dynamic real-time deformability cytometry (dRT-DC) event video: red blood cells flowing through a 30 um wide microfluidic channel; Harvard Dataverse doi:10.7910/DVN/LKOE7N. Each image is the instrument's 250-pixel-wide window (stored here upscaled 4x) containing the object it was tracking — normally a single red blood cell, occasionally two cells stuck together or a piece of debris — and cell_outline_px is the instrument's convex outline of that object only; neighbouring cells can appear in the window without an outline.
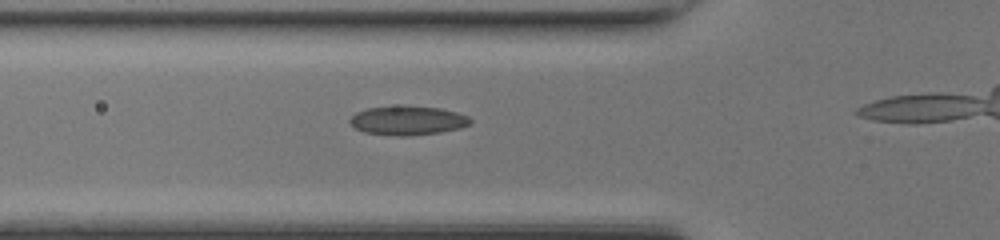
{"species": "common noctule bat (a hibernating species)", "species_latin": "Nyctalus noctula", "temperature_condition": "room temperature", "stored_images_in_passage": 11, "camera_frame_rate_fps": 3000, "um_per_image_px": 0.085, "animal": {"sex": "female", "body_mass_g": 17.0, "forearm_length_mm": 48.0}, "frame": {"image": 1, "passage_image": 7, "time_ms": 2.0, "image_size_px": [1000, 240], "cell_outline_px": [[472, 124], [460, 128], [440, 132], [408, 136], [400, 136], [364, 132], [356, 128], [348, 120], [356, 112], [368, 108], [404, 104], [440, 108], [456, 112], [468, 116], [472, 120]], "centroid_in_image_um": [34.68, 10.22], "position_along_channel_um": 91.1, "area_um2": 20.69}}
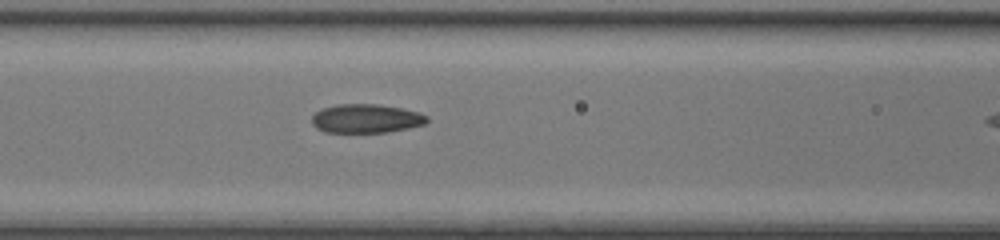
{"frame": {"image": 2, "passage_image": 10, "time_ms": 3.0, "image_size_px": [1000, 240], "cell_outline_px": [[428, 120], [424, 124], [408, 128], [388, 132], [324, 132], [316, 128], [312, 124], [312, 116], [320, 108], [336, 104], [376, 104], [400, 108], [416, 112], [428, 116]], "centroid_in_image_um": [31.07, 10.07], "position_along_channel_um": 135.5, "area_um2": 19.31}}